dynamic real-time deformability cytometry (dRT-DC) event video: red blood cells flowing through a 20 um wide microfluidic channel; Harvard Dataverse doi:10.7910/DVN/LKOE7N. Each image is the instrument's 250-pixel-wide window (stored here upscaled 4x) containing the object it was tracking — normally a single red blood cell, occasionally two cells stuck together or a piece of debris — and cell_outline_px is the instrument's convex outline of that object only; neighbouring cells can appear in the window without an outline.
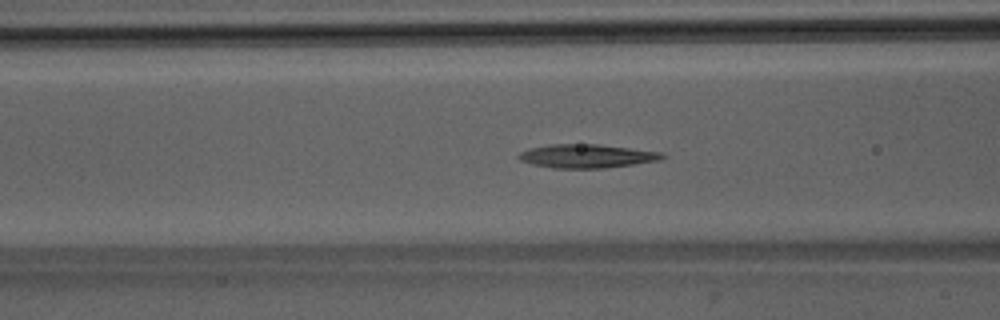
{"species": "Egyptian fruit bat (a non-hibernating species)", "species_latin": "Rousettus aegyptiacus", "temperature_condition": "room temperature", "stored_images_in_passage": 51, "camera_frame_rate_fps": 3000, "um_per_image_px": 0.085, "animal": {"sex": "male"}, "frame": {"image": 1, "passage_image": 20, "time_ms": 6.333, "image_size_px": [1000, 320], "cell_outline_px": [[668, 156], [660, 160], [604, 168], [552, 168], [532, 164], [520, 160], [516, 156], [520, 152], [528, 148], [548, 144], [596, 144], [660, 152]], "centroid_in_image_um": [49.82, 13.26], "position_along_channel_um": 116.8, "area_um2": 19.71}}
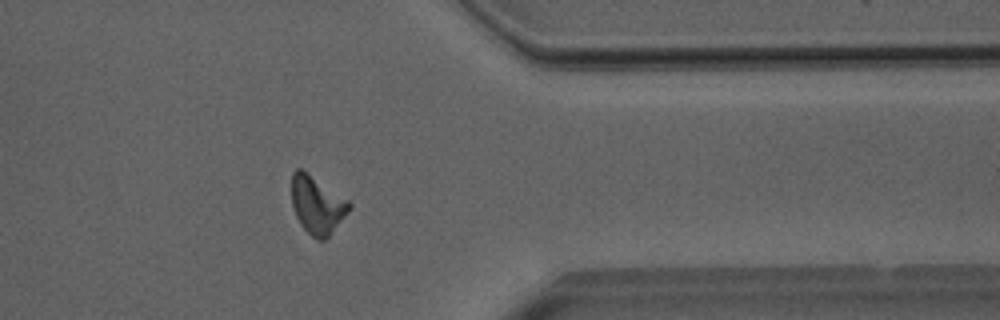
{"frame": {"image": 2, "passage_image": 41, "time_ms": 13.333, "image_size_px": [1000, 320], "cell_outline_px": [[352, 208], [328, 236], [324, 240], [316, 240], [300, 224], [296, 216], [292, 204], [292, 172], [296, 168], [300, 168], [348, 200], [352, 204]], "centroid_in_image_um": [26.95, 17.43], "position_along_channel_um": 384.4, "area_um2": 19.07}}
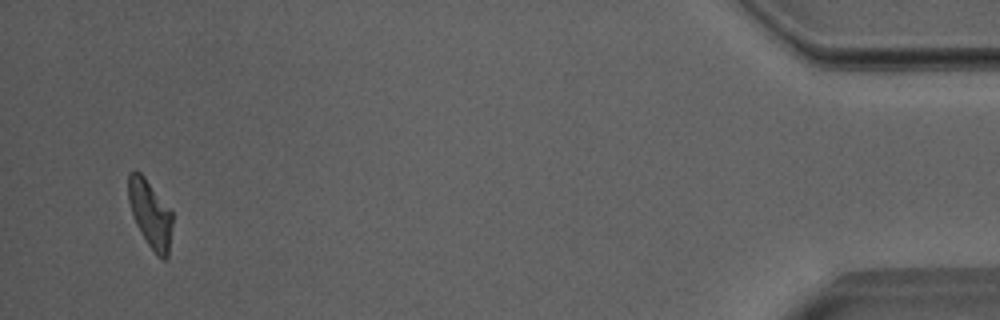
{"frame": {"image": 3, "passage_image": 49, "time_ms": 16.0, "image_size_px": [1000, 320], "cell_outline_px": [[172, 224], [168, 256], [164, 260], [160, 260], [156, 256], [140, 232], [136, 224], [128, 200], [128, 172], [140, 172], [144, 176], [172, 212]], "centroid_in_image_um": [12.77, 18.22], "position_along_channel_um": 422.4, "area_um2": 17.22}}